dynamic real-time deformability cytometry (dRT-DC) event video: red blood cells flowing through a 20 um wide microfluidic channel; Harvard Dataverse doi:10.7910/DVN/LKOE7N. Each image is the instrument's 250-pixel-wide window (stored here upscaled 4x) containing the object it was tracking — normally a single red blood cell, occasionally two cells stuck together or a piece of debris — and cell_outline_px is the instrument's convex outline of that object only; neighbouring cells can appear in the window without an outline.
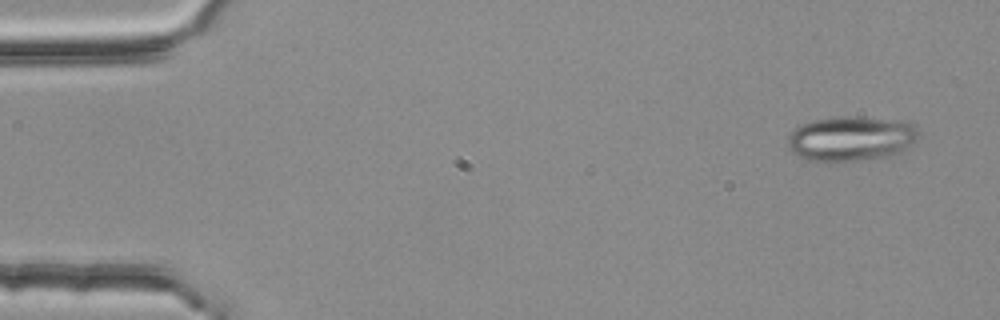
{"species": "common noctule bat (a hibernating species)", "species_latin": "Nyctalus noctula", "temperature_condition": "room temperature", "stored_images_in_passage": 3, "camera_frame_rate_fps": 3000, "um_per_image_px": 0.085, "animal": {"sex": "female", "body_mass_g": 25.1}, "frame": {"image": 1, "passage_image": 1, "time_ms": 0.0, "image_size_px": [1000, 320], "cell_outline_px": [[920, 136], [900, 152], [888, 156], [856, 160], [812, 160], [800, 156], [792, 152], [788, 144], [788, 136], [800, 124], [816, 120], [856, 116], [908, 120], [916, 124], [920, 132]], "centroid_in_image_um": [72.43, 11.74], "position_along_channel_um": 12.6, "area_um2": 33.87}}